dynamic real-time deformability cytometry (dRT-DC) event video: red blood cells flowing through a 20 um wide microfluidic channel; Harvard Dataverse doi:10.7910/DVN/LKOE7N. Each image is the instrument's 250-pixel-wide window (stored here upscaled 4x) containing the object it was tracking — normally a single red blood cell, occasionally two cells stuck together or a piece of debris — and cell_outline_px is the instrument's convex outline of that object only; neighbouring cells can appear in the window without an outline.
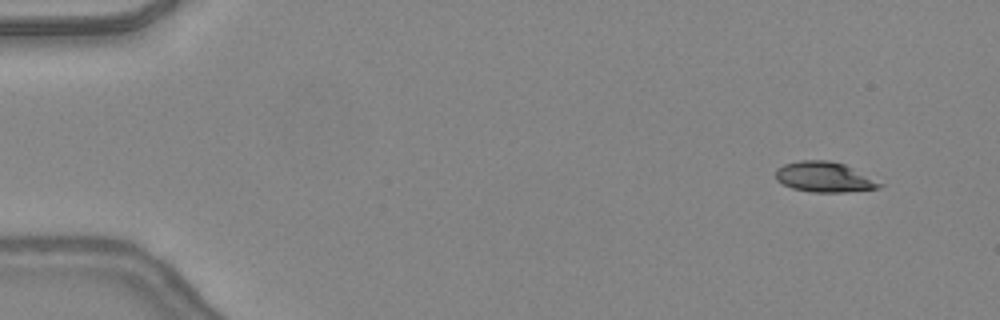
{"species": "common noctule bat (a hibernating species)", "species_latin": "Nyctalus noctula", "temperature_condition": "warm", "stored_images_in_passage": 46, "camera_frame_rate_fps": 3000, "um_per_image_px": 0.085, "animal": {"sex": "female", "body_mass_g": 24.6, "forearm_length_mm": 56.2}, "frame": {"image": 1, "passage_image": 3, "time_ms": 0.667, "image_size_px": [1000, 320], "cell_outline_px": [[884, 184], [880, 188], [844, 192], [812, 192], [792, 188], [776, 180], [776, 168], [784, 164], [800, 160], [828, 160], [844, 164]], "centroid_in_image_um": [70.05, 15.04], "position_along_channel_um": 15.0, "area_um2": 18.21}}
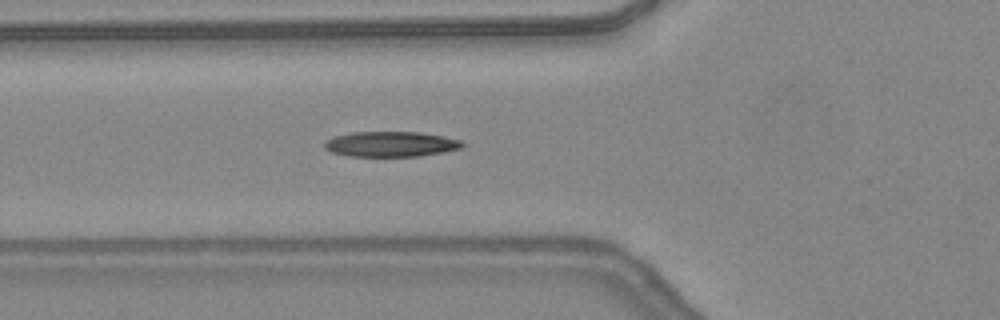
{"frame": {"image": 2, "passage_image": 17, "time_ms": 5.333, "image_size_px": [1000, 320], "cell_outline_px": [[468, 144], [460, 148], [420, 156], [348, 156], [332, 152], [324, 148], [324, 140], [336, 136], [352, 132], [420, 132], [444, 136], [460, 140]], "centroid_in_image_um": [33.22, 12.24], "position_along_channel_um": 92.6, "area_um2": 20.29}}
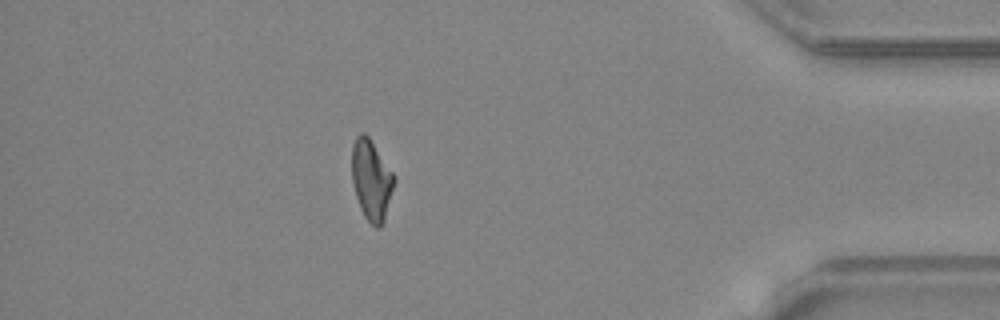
{"frame": {"image": 3, "passage_image": 41, "time_ms": 13.333, "image_size_px": [1000, 320], "cell_outline_px": [[396, 180], [384, 220], [380, 228], [376, 228], [364, 216], [360, 208], [352, 184], [352, 144], [356, 136], [360, 132], [364, 132], [368, 136], [396, 176]], "centroid_in_image_um": [31.57, 15.28], "position_along_channel_um": 403.6, "area_um2": 19.94}, "authors_computed_cell_mechanics": {"area_um2": 19.7965, "velocity_mm_per_s": 4.4228, "shape_relaxation_time_tau1_ms": 7.3379, "shape_relaxation_time_tau2_ms": 2.7906, "deformation_change_tau1": 0.2362, "deformation_change_tau2": 0.1177}}